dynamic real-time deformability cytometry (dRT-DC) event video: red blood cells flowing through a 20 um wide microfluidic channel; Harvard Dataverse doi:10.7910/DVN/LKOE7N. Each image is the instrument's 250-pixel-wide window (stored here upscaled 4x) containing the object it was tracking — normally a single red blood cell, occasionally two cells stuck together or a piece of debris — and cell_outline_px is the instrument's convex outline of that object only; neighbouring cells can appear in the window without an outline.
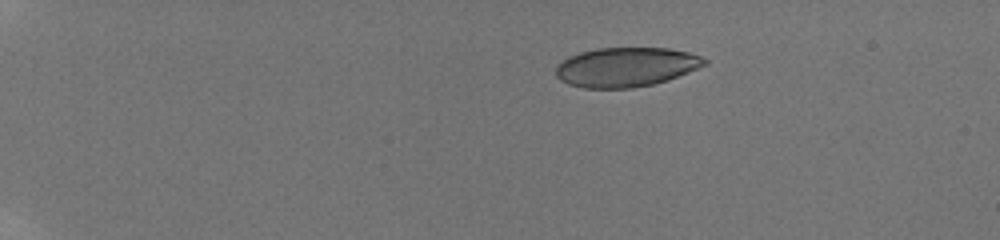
{"species": "human", "species_latin": "Homo sapiens", "temperature_condition": "room temperature", "stored_images_in_passage": 13, "camera_frame_rate_fps": 3000, "um_per_image_px": 0.085, "donor": {"sex": "male"}, "frame": {"image": 1, "passage_image": 2, "time_ms": 1.0, "image_size_px": [1000, 240], "cell_outline_px": [[708, 64], [668, 80], [652, 84], [632, 88], [584, 88], [568, 84], [560, 80], [556, 76], [556, 68], [568, 56], [580, 52], [596, 48], [668, 48], [688, 52], [700, 56], [708, 60]], "centroid_in_image_um": [53.22, 5.7], "position_along_channel_um": 31.8, "area_um2": 34.1}}
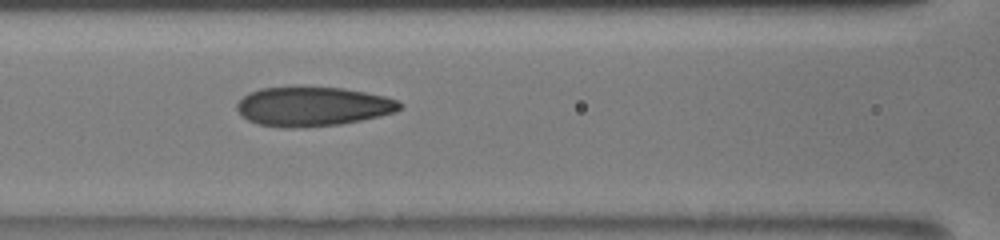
{"frame": {"image": 2, "passage_image": 9, "time_ms": 6.667, "image_size_px": [1000, 240], "cell_outline_px": [[404, 104], [396, 112], [380, 116], [340, 124], [288, 128], [260, 124], [248, 120], [236, 108], [236, 104], [248, 92], [260, 88], [292, 84], [344, 88], [384, 96], [396, 100]], "centroid_in_image_um": [26.56, 9.0], "position_along_channel_um": 140.0, "area_um2": 37.92}}
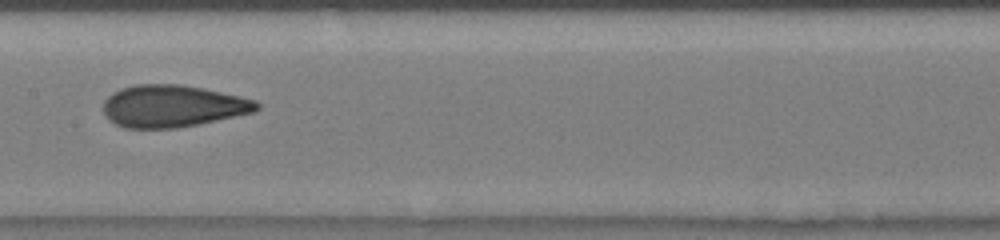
{"frame": {"image": 3, "passage_image": 11, "time_ms": 8.0, "image_size_px": [1000, 240], "cell_outline_px": [[260, 108], [256, 112], [176, 128], [124, 128], [108, 120], [104, 112], [104, 100], [112, 92], [120, 88], [136, 84], [180, 84], [204, 88], [256, 100], [260, 104]], "centroid_in_image_um": [14.67, 9.01], "position_along_channel_um": 192.7, "area_um2": 37.74}}